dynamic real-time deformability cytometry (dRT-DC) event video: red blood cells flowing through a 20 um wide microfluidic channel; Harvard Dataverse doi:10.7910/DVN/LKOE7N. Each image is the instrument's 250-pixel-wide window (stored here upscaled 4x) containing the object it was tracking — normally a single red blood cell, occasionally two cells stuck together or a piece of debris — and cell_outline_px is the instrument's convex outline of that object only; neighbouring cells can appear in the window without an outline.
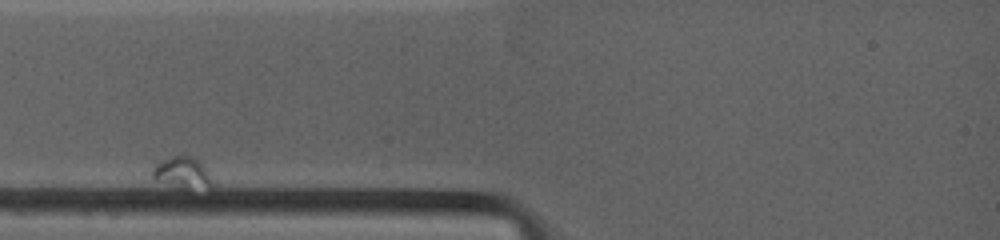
{"species": "common noctule bat (a hibernating species)", "species_latin": "Nyctalus noctula", "temperature_condition": "warm", "stored_images_in_passage": 7, "camera_frame_rate_fps": 4500, "um_per_image_px": 0.085, "animal": {"sex": "female", "body_mass_g": 19.0, "forearm_length_mm": 53.3}, "frame": {"image": 1, "passage_image": 1, "time_ms": 0.0, "image_size_px": [1000, 240], "cell_outline_px": [[212, 188], [176, 188], [156, 180], [152, 176], [152, 168], [156, 164], [172, 156], [192, 156], [204, 164], [208, 168], [212, 176]], "centroid_in_image_um": [15.55, 14.7], "position_along_channel_um": 69.4, "area_um2": 11.16}}
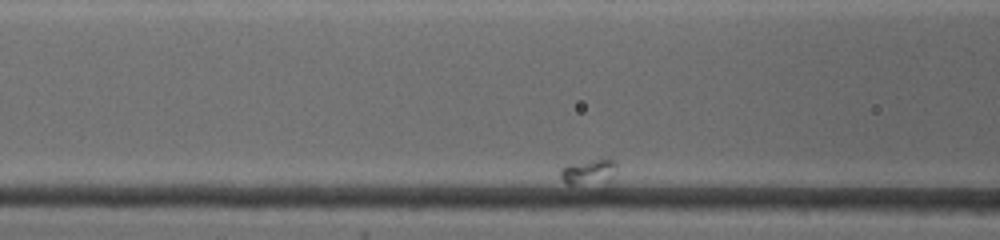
{"frame": {"image": 2, "passage_image": 5, "time_ms": 2.222, "image_size_px": [1000, 240], "cell_outline_px": [[616, 172], [608, 188], [600, 192], [596, 192], [580, 188], [568, 184], [560, 176], [560, 168], [568, 164], [592, 160], [616, 160]], "centroid_in_image_um": [50.14, 14.83], "position_along_channel_um": 116.5, "area_um2": 10.0}}